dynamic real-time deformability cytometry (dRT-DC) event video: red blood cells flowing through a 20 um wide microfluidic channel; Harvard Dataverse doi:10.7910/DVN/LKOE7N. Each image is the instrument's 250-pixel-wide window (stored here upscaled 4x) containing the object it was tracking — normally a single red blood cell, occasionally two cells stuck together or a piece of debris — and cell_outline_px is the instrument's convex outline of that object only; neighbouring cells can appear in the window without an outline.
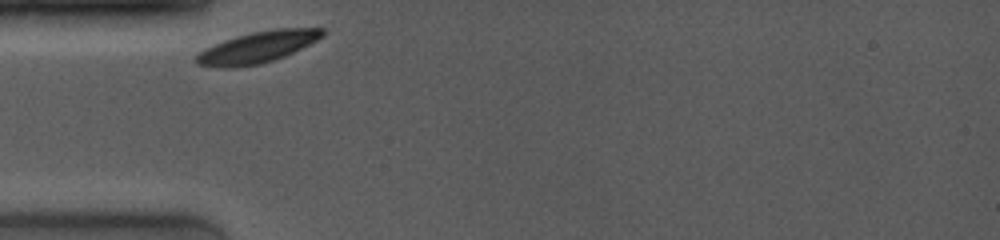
{"species": "common noctule bat (a hibernating species)", "species_latin": "Nyctalus noctula", "temperature_condition": "room temperature", "stored_images_in_passage": 42, "camera_frame_rate_fps": 4000, "um_per_image_px": 0.085, "animal": {"sex": "female", "body_mass_g": 19.0, "forearm_length_mm": 53.3}, "frame": {"image": 1, "passage_image": 1, "time_ms": 0.0, "image_size_px": [1000, 240], "cell_outline_px": [[324, 36], [284, 56], [260, 64], [232, 68], [220, 68], [196, 64], [196, 56], [204, 48], [224, 40], [236, 36], [252, 32], [276, 28], [324, 28]], "centroid_in_image_um": [21.86, 4.01], "position_along_channel_um": 63.1, "area_um2": 22.89}}
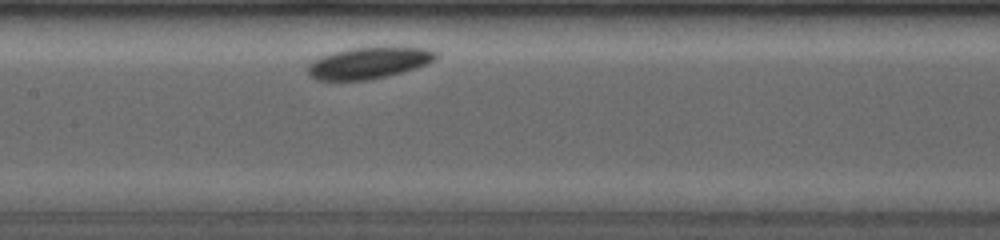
{"frame": {"image": 2, "passage_image": 15, "time_ms": 3.25, "image_size_px": [1000, 240], "cell_outline_px": [[440, 56], [436, 60], [428, 64], [416, 68], [388, 76], [368, 80], [316, 80], [308, 72], [308, 64], [312, 60], [320, 56], [332, 52], [348, 48], [428, 48], [440, 52]], "centroid_in_image_um": [31.38, 5.35], "position_along_channel_um": 176.0, "area_um2": 23.58}}
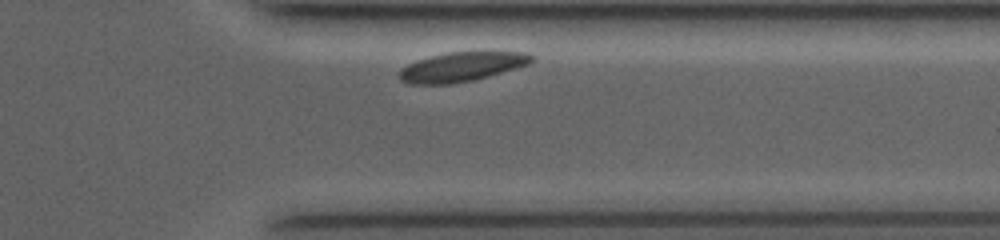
{"frame": {"image": 3, "passage_image": 39, "time_ms": 8.75, "image_size_px": [1000, 240], "cell_outline_px": [[536, 60], [528, 64], [488, 76], [472, 80], [452, 84], [408, 84], [400, 80], [400, 68], [416, 60], [448, 52], [528, 52], [536, 56]], "centroid_in_image_um": [39.25, 5.67], "position_along_channel_um": 372.1, "area_um2": 22.6}}